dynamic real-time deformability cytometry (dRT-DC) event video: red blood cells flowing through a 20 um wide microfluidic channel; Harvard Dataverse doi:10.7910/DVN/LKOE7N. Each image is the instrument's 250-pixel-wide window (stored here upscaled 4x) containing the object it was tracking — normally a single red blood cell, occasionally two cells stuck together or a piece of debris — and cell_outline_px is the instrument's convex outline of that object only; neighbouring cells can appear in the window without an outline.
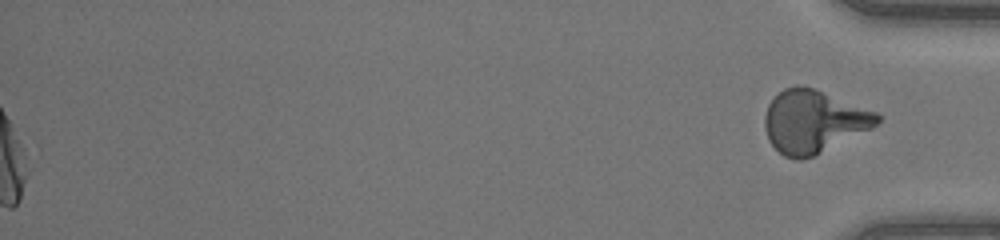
{"species": "human", "species_latin": "Homo sapiens", "temperature_condition": "warm", "stored_images_in_passage": 47, "segment_of_instrument_passage": [2, 2], "camera_frame_rate_fps": 3000, "um_per_image_px": 0.085, "donor": {"sex": "female"}, "frame": {"image": 1, "passage_image": 47, "time_ms": 15.333, "image_size_px": [1000, 240], "cell_outline_px": [[880, 120], [872, 128], [812, 156], [800, 160], [796, 160], [784, 156], [768, 140], [764, 128], [764, 116], [768, 104], [772, 96], [784, 88], [796, 84], [800, 84], [812, 88], [880, 112]], "centroid_in_image_um": [69.12, 10.3], "position_along_channel_um": 366.1, "area_um2": 41.21}}